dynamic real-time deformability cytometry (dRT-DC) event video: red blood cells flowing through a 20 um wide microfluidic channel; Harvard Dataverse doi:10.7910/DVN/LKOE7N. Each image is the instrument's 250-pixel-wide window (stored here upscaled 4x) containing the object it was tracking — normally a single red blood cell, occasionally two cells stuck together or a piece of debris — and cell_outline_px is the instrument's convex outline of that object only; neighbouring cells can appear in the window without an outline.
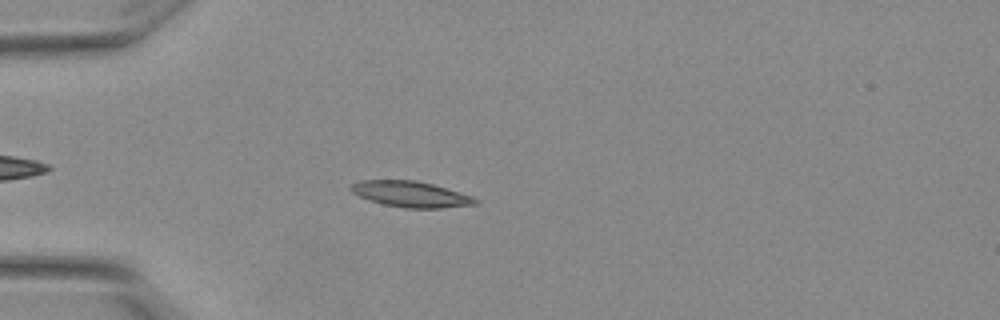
{"species": "Egyptian fruit bat (a non-hibernating species)", "species_latin": "Rousettus aegyptiacus", "temperature_condition": "warm", "stored_images_in_passage": 45, "camera_frame_rate_fps": 3000, "um_per_image_px": 0.085, "animal": {"sex": "female"}, "frame": {"image": 1, "passage_image": 7, "time_ms": 2.0, "image_size_px": [1000, 320], "cell_outline_px": [[476, 204], [440, 208], [404, 208], [384, 204], [368, 200], [352, 192], [348, 188], [352, 184], [360, 180], [416, 180], [432, 184], [472, 196], [476, 200]], "centroid_in_image_um": [34.86, 16.5], "position_along_channel_um": 50.1, "area_um2": 18.55}}
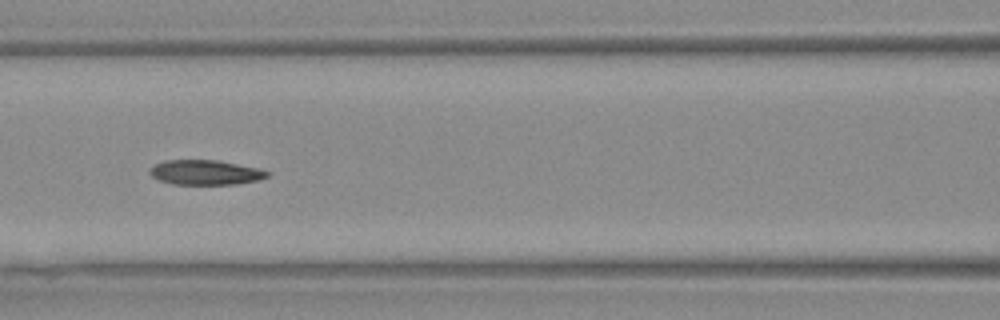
{"frame": {"image": 2, "passage_image": 16, "time_ms": 5.0, "image_size_px": [1000, 320], "cell_outline_px": [[272, 172], [268, 176], [260, 180], [236, 184], [172, 184], [160, 180], [152, 176], [148, 172], [156, 164], [164, 160], [216, 160], [256, 168]], "centroid_in_image_um": [17.47, 14.66], "position_along_channel_um": 149.1, "area_um2": 16.82}}
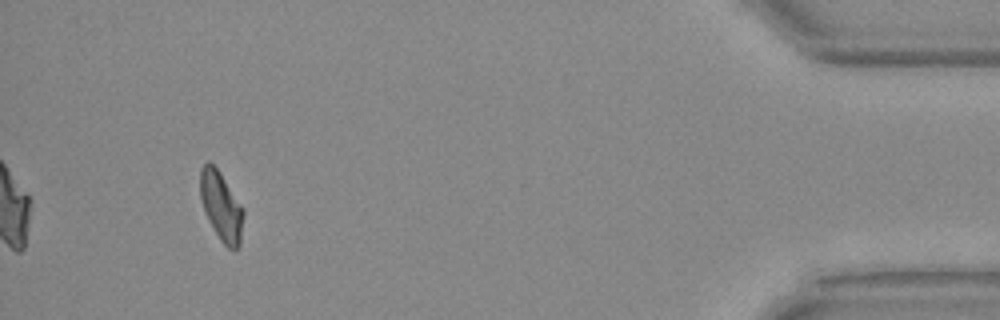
{"frame": {"image": 3, "passage_image": 42, "time_ms": 13.667, "image_size_px": [1000, 320], "cell_outline_px": [[244, 216], [240, 244], [236, 248], [228, 248], [220, 240], [208, 220], [204, 212], [200, 196], [200, 168], [208, 160], [216, 168], [244, 208]], "centroid_in_image_um": [18.8, 17.53], "position_along_channel_um": 416.4, "area_um2": 17.28}, "authors_computed_cell_mechanics": {"area_um2": 17.5134, "velocity_mm_per_s": 3.8317, "shape_relaxation_time_tau1_ms": 7.7178, "shape_relaxation_time_tau2_ms": 3.351, "deformation_change_tau1": 0.2078, "deformation_change_tau2": 0.1015}}